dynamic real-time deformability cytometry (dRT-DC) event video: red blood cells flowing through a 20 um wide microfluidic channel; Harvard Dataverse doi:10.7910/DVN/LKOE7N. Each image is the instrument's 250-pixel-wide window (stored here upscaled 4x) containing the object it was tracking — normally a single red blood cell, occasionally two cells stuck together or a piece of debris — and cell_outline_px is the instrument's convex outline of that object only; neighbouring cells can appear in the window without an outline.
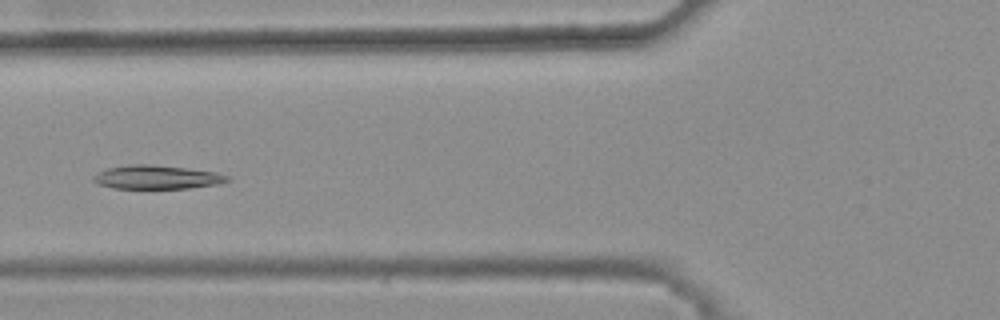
{"species": "common noctule bat (a hibernating species)", "species_latin": "Nyctalus noctula", "temperature_condition": "warm", "stored_images_in_passage": 29, "camera_frame_rate_fps": 3000, "um_per_image_px": 0.085, "animal": {"sex": "female", "body_mass_g": 25.1}, "frame": {"image": 1, "passage_image": 7, "time_ms": 2.0, "image_size_px": [1000, 320], "cell_outline_px": [[232, 180], [220, 184], [188, 188], [112, 188], [100, 184], [92, 180], [92, 176], [108, 168], [128, 164], [152, 164], [216, 172], [228, 176]], "centroid_in_image_um": [13.35, 15.06], "position_along_channel_um": 112.4, "area_um2": 18.44}}
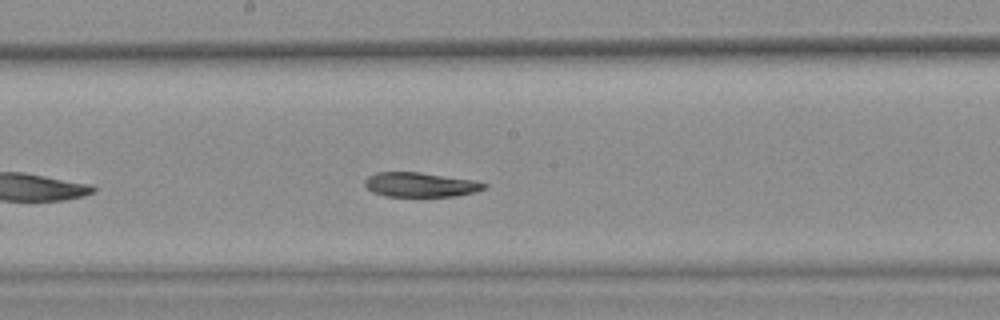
{"frame": {"image": 2, "passage_image": 15, "time_ms": 4.667, "image_size_px": [1000, 320], "cell_outline_px": [[488, 184], [484, 188], [472, 192], [456, 196], [384, 196], [372, 192], [364, 184], [364, 180], [368, 176], [376, 172], [420, 172], [476, 180]], "centroid_in_image_um": [35.71, 15.69], "position_along_channel_um": 212.5, "area_um2": 17.05}}
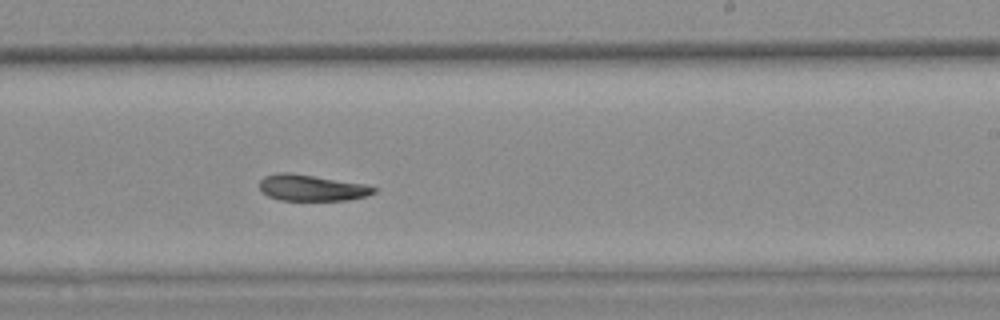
{"frame": {"image": 3, "passage_image": 19, "time_ms": 6.0, "image_size_px": [1000, 320], "cell_outline_px": [[376, 192], [364, 196], [348, 200], [280, 200], [268, 196], [260, 188], [260, 180], [264, 176], [276, 172], [292, 172], [364, 184], [376, 188]], "centroid_in_image_um": [26.46, 15.95], "position_along_channel_um": 262.5, "area_um2": 17.4}}